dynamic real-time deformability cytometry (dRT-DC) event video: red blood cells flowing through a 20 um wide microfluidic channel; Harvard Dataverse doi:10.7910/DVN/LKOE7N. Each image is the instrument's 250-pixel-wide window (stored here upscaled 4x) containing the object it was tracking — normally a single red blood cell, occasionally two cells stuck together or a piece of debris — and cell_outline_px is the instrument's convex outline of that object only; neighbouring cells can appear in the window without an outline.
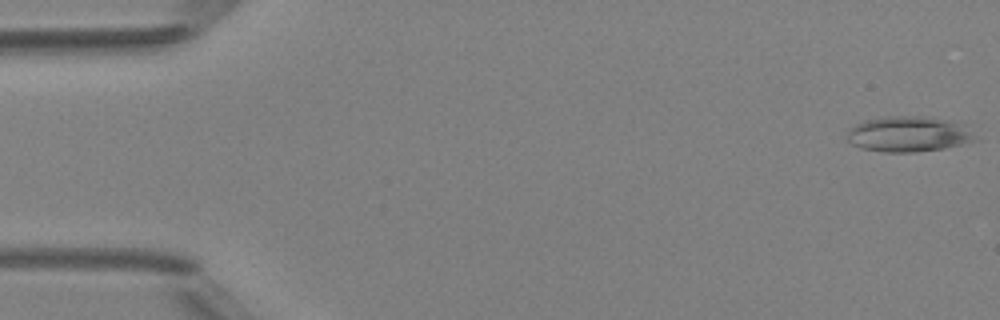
{"species": "Egyptian fruit bat (a non-hibernating species)", "species_latin": "Rousettus aegyptiacus", "temperature_condition": "room temperature", "stored_images_in_passage": 9, "camera_frame_rate_fps": 3000, "um_per_image_px": 0.085, "animal": {"sex": "female"}, "frame": {"image": 1, "passage_image": 1, "time_ms": 0.0, "image_size_px": [1000, 320], "cell_outline_px": [[980, 140], [944, 148], [916, 152], [880, 152], [860, 148], [844, 140], [848, 128], [864, 120], [884, 116], [928, 116], [948, 120], [964, 124]], "centroid_in_image_um": [77.2, 11.4], "position_along_channel_um": 7.8, "area_um2": 27.11}}